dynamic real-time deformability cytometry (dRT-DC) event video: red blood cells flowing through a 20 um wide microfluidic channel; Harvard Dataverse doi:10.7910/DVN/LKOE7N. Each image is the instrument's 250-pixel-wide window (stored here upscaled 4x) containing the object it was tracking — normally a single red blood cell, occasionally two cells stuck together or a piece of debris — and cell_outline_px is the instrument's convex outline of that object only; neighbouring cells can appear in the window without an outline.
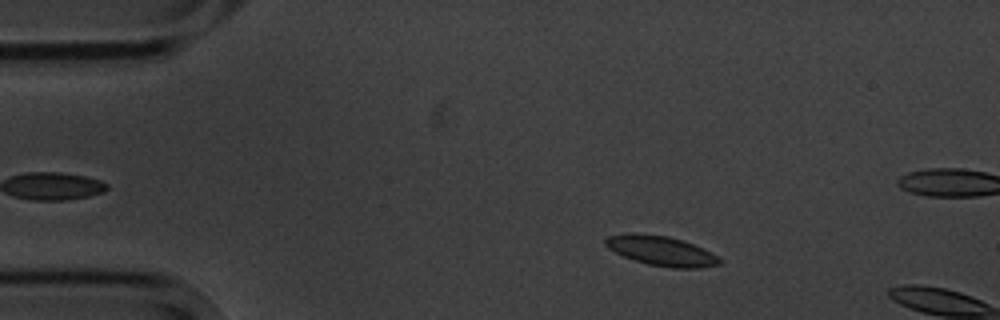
{"species": "common noctule bat (a hibernating species)", "species_latin": "Nyctalus noctula", "temperature_condition": "cold", "stored_images_in_passage": 3, "camera_frame_rate_fps": 3000, "um_per_image_px": 0.085, "animal": {"sex": "male", "body_mass_g": 20.1, "forearm_length_mm": 53.5}, "frame": {"image": 1, "passage_image": 2, "time_ms": 1.333, "image_size_px": [1000, 320], "cell_outline_px": [[720, 264], [700, 268], [672, 268], [648, 264], [632, 260], [608, 248], [604, 244], [604, 240], [608, 236], [632, 232], [668, 236], [684, 240], [716, 256], [720, 260]], "centroid_in_image_um": [56.14, 21.31], "position_along_channel_um": 28.9, "area_um2": 19.59}}